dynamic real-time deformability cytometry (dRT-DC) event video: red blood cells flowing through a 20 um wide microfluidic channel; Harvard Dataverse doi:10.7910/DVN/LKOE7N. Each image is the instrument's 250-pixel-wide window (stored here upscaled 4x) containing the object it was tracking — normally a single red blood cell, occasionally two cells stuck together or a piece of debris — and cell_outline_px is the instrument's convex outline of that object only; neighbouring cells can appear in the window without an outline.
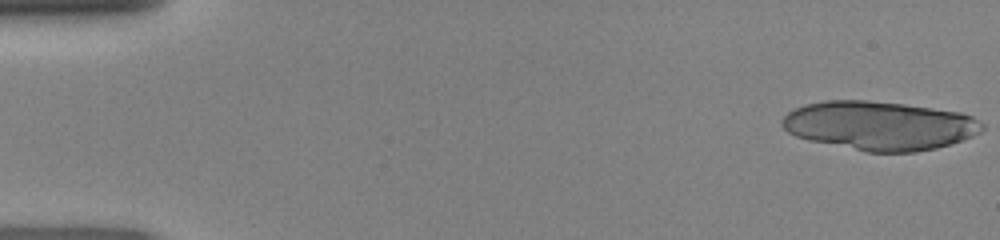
{"species": "human", "species_latin": "Homo sapiens", "temperature_condition": "room temperature", "stored_images_in_passage": 14, "camera_frame_rate_fps": 3000, "um_per_image_px": 0.085, "donor": {"sex": "female"}, "frame": {"image": 1, "passage_image": 1, "time_ms": 0.0, "image_size_px": [1000, 240], "cell_outline_px": [[984, 128], [980, 132], [972, 136], [936, 148], [916, 152], [864, 152], [808, 140], [796, 136], [788, 132], [780, 124], [784, 116], [788, 112], [804, 104], [828, 100], [864, 100], [904, 104], [960, 112], [972, 116], [984, 124]], "centroid_in_image_um": [74.73, 10.68], "position_along_channel_um": 10.3, "area_um2": 56.99}}